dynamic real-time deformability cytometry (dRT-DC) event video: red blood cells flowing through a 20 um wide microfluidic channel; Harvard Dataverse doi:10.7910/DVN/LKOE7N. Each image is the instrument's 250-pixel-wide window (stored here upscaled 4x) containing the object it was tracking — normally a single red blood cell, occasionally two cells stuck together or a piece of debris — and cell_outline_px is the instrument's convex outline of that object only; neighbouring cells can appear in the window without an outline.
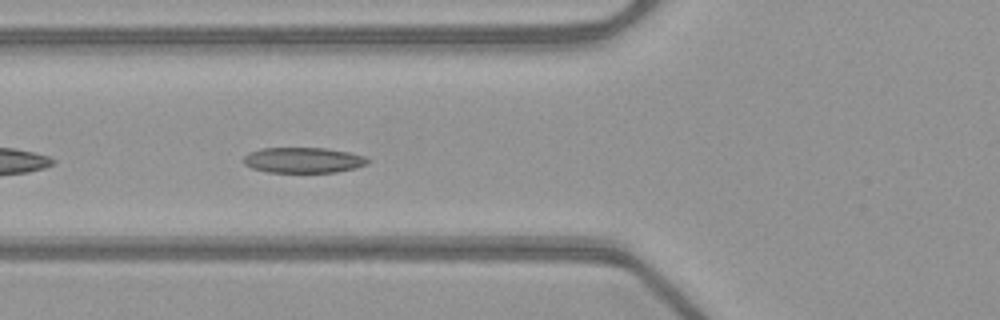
{"species": "common noctule bat (a hibernating species)", "species_latin": "Nyctalus noctula", "temperature_condition": "warm", "stored_images_in_passage": 37, "camera_frame_rate_fps": 3000, "um_per_image_px": 0.085, "animal": {"sex": "female", "body_mass_g": 21.9}, "frame": {"image": 1, "passage_image": 5, "time_ms": 1.333, "image_size_px": [1000, 320], "cell_outline_px": [[372, 160], [368, 164], [356, 168], [336, 172], [268, 172], [252, 168], [244, 164], [244, 156], [248, 152], [264, 148], [324, 148], [348, 152], [364, 156]], "centroid_in_image_um": [25.8, 13.61], "position_along_channel_um": 100.0, "area_um2": 18.5}}
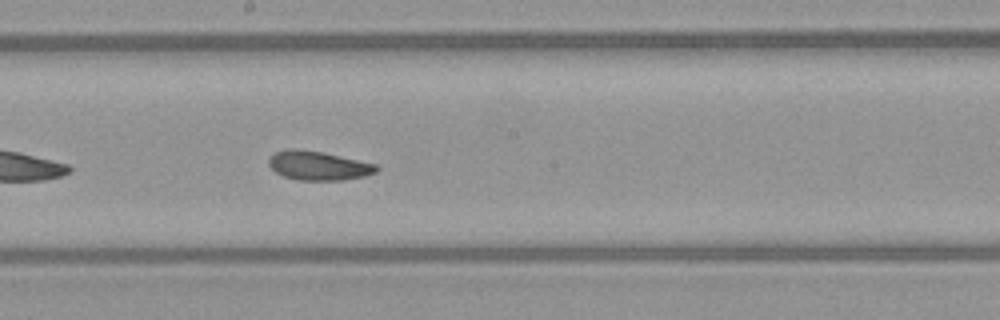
{"frame": {"image": 2, "passage_image": 14, "time_ms": 4.333, "image_size_px": [1000, 320], "cell_outline_px": [[380, 168], [376, 172], [364, 176], [344, 180], [296, 180], [284, 176], [276, 172], [268, 164], [268, 156], [276, 152], [288, 148], [296, 148], [324, 152], [376, 164]], "centroid_in_image_um": [27.04, 14.07], "position_along_channel_um": 221.2, "area_um2": 18.38}}
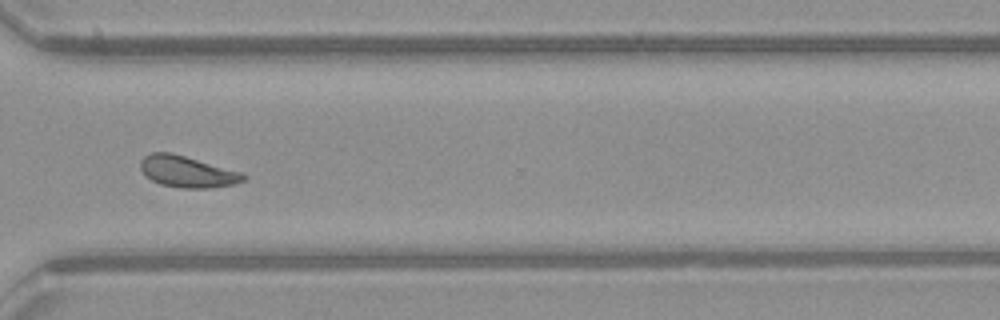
{"frame": {"image": 3, "passage_image": 24, "time_ms": 7.667, "image_size_px": [1000, 320], "cell_outline_px": [[248, 180], [232, 184], [212, 188], [180, 188], [160, 184], [144, 176], [140, 168], [140, 160], [144, 156], [152, 152], [172, 152], [240, 172], [248, 176]], "centroid_in_image_um": [15.89, 14.59], "position_along_channel_um": 354.7, "area_um2": 18.96}, "authors_computed_cell_mechanics": {"area_um2": 18.6116, "velocity_mm_per_s": 4.0197, "shape_relaxation_time_tau1_ms": 2.6098, "shape_relaxation_time_tau2_ms": 2.0519, "deformation_change_tau1": 0.1041, "deformation_change_tau2": 0.0818}}